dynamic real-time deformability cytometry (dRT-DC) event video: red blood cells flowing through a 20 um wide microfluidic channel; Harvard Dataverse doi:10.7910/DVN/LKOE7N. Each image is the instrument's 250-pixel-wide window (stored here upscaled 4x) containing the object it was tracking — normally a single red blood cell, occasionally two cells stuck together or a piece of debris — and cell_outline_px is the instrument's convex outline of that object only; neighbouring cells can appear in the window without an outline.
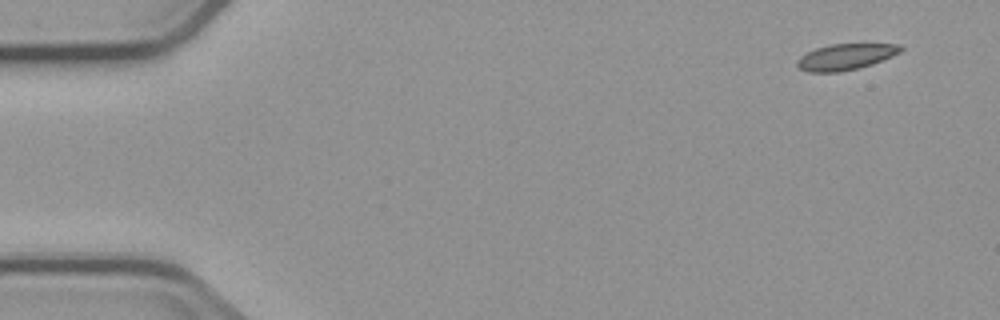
{"species": "common noctule bat (a hibernating species)", "species_latin": "Nyctalus noctula", "temperature_condition": "cold", "stored_images_in_passage": 6, "camera_frame_rate_fps": 3000, "um_per_image_px": 0.085, "animal": {"sex": "male", "body_mass_g": 23.1, "forearm_length_mm": 52.7}, "frame": {"image": 1, "passage_image": 1, "time_ms": 0.0, "image_size_px": [1000, 320], "cell_outline_px": [[904, 48], [900, 52], [892, 56], [872, 64], [840, 72], [808, 72], [800, 68], [796, 64], [796, 60], [800, 56], [816, 48], [828, 44], [900, 44]], "centroid_in_image_um": [71.86, 4.82], "position_along_channel_um": 13.1, "area_um2": 15.66}}
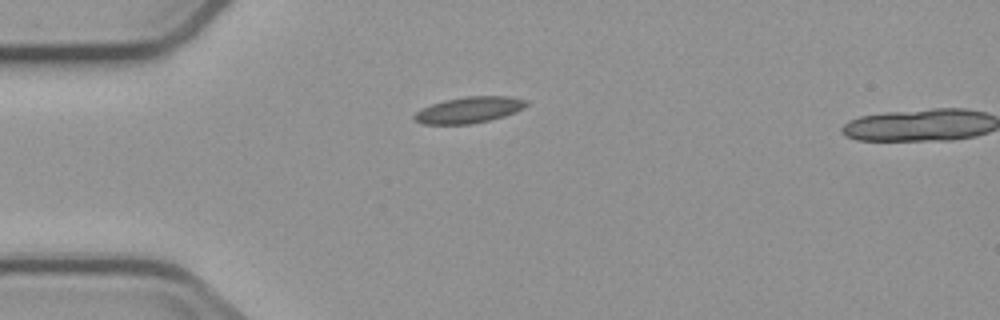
{"frame": {"image": 2, "passage_image": 4, "time_ms": 3.667, "image_size_px": [1000, 320], "cell_outline_px": [[528, 104], [524, 108], [516, 112], [504, 116], [488, 120], [468, 124], [424, 124], [412, 120], [412, 116], [420, 108], [444, 100], [464, 96], [508, 96], [528, 100]], "centroid_in_image_um": [39.85, 9.33], "position_along_channel_um": 45.2, "area_um2": 17.22}}
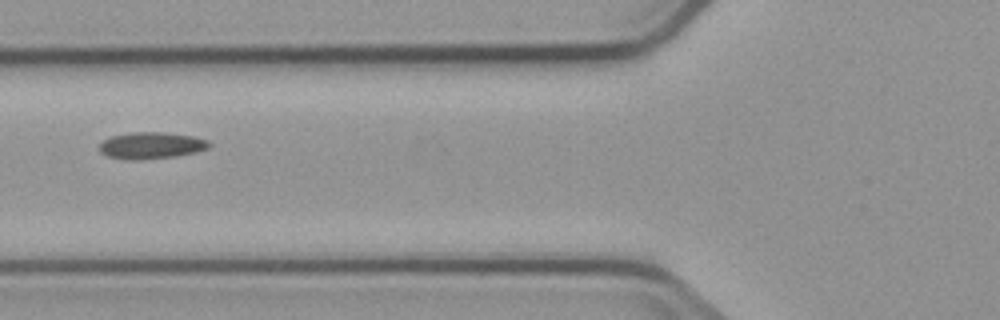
{"frame": {"image": 3, "passage_image": 6, "time_ms": 6.0, "image_size_px": [1000, 320], "cell_outline_px": [[212, 144], [208, 148], [196, 152], [176, 156], [140, 160], [124, 160], [108, 156], [100, 152], [100, 144], [104, 140], [112, 136], [132, 132], [164, 132], [192, 136], [208, 140]], "centroid_in_image_um": [12.86, 12.37], "position_along_channel_um": 112.9, "area_um2": 17.11}}